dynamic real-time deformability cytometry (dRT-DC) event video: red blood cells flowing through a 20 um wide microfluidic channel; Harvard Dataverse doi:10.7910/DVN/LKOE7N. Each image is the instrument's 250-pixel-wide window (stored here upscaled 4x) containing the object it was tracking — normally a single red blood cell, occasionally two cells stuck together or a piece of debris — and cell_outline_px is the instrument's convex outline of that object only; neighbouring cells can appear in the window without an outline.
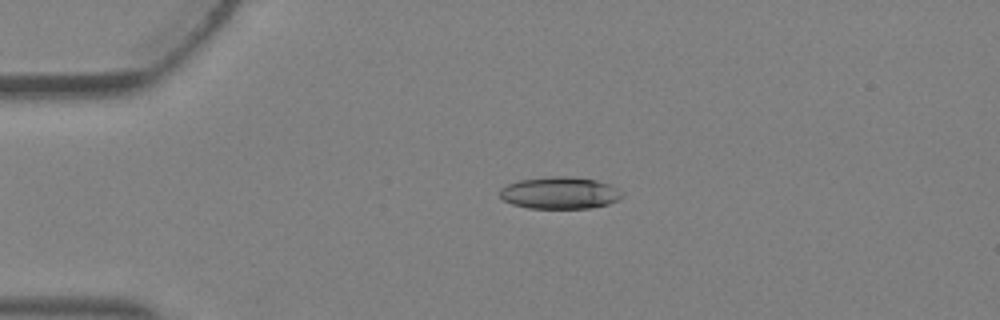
{"species": "Egyptian fruit bat (a non-hibernating species)", "species_latin": "Rousettus aegyptiacus", "temperature_condition": "warm", "stored_images_in_passage": 3, "segment_of_instrument_passage": [1, 2], "camera_frame_rate_fps": 3000, "um_per_image_px": 0.085, "animal": {"sex": "female"}, "frame": {"image": 1, "passage_image": 1, "time_ms": 0.0, "image_size_px": [1000, 320], "cell_outline_px": [[624, 196], [608, 204], [588, 208], [528, 208], [512, 204], [504, 200], [500, 196], [500, 188], [508, 184], [520, 180], [548, 176], [568, 176], [596, 180], [612, 184]], "centroid_in_image_um": [47.57, 16.39], "position_along_channel_um": 37.4, "area_um2": 22.77}}